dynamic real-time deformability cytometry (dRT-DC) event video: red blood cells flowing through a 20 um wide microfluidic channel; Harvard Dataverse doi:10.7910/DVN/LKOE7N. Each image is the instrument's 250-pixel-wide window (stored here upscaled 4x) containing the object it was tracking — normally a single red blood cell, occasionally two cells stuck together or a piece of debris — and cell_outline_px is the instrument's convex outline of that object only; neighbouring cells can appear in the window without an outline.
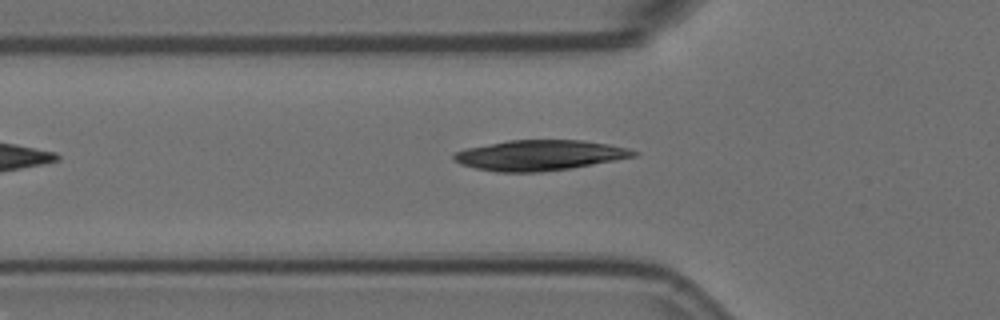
{"species": "Egyptian fruit bat (a non-hibernating species)", "species_latin": "Rousettus aegyptiacus", "temperature_condition": "room temperature", "stored_images_in_passage": 4, "camera_frame_rate_fps": 3000, "um_per_image_px": 0.085, "animal": {"sex": "female"}, "frame": {"image": 1, "passage_image": 3, "time_ms": 0.667, "image_size_px": [1000, 320], "cell_outline_px": [[640, 152], [636, 156], [572, 168], [540, 172], [496, 172], [476, 168], [460, 164], [452, 160], [452, 156], [456, 152], [464, 148], [508, 140], [584, 140], [608, 144], [628, 148]], "centroid_in_image_um": [45.84, 13.19], "position_along_channel_um": 80.0, "area_um2": 31.96}}
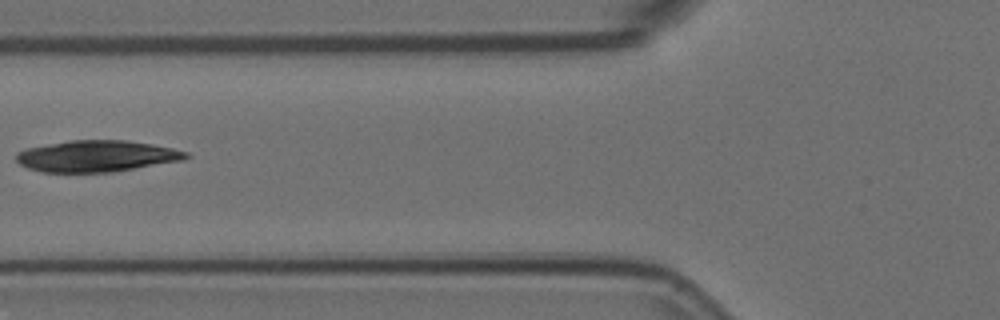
{"frame": {"image": 2, "passage_image": 4, "time_ms": 1.0, "image_size_px": [1000, 320], "cell_outline_px": [[192, 156], [180, 160], [112, 172], [40, 172], [28, 168], [20, 164], [16, 160], [16, 152], [28, 148], [48, 144], [72, 140], [128, 140], [152, 144], [172, 148], [188, 152]], "centroid_in_image_um": [8.2, 13.27], "position_along_channel_um": 117.6, "area_um2": 30.87}}